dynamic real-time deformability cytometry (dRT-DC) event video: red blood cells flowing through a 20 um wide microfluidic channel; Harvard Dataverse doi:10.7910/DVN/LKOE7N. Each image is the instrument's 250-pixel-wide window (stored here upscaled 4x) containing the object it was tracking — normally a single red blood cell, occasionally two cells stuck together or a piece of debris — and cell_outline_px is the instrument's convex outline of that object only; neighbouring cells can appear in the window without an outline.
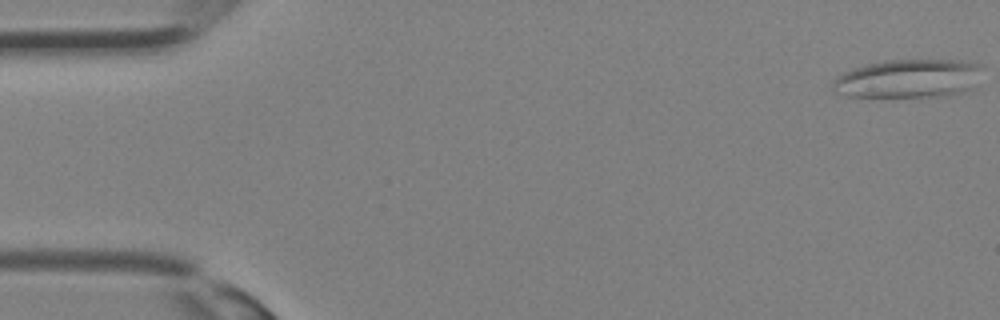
{"species": "Egyptian fruit bat (a non-hibernating species)", "species_latin": "Rousettus aegyptiacus", "temperature_condition": "room temperature", "stored_images_in_passage": 33, "camera_frame_rate_fps": 3000, "um_per_image_px": 0.085, "animal": {"sex": "female"}, "frame": {"image": 1, "passage_image": 1, "time_ms": 0.0, "image_size_px": [1000, 320], "cell_outline_px": [[980, 68], [968, 88], [964, 92], [948, 96], [848, 96], [832, 92], [832, 80], [836, 76], [844, 72], [864, 64], [884, 60], [960, 60], [980, 64]], "centroid_in_image_um": [77.08, 6.67], "position_along_channel_um": 7.9, "area_um2": 33.23}}
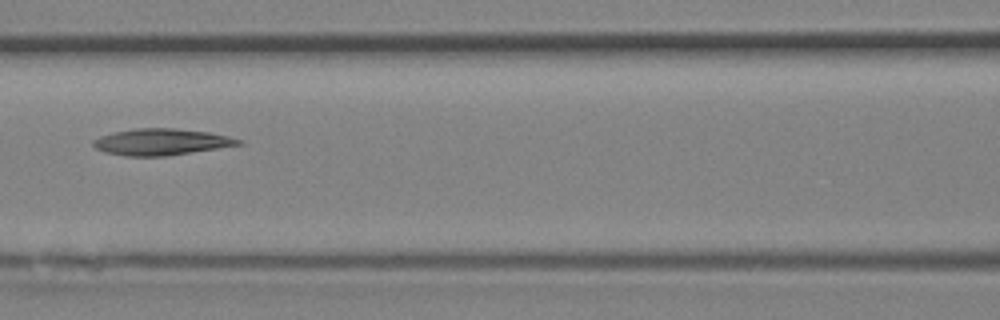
{"frame": {"image": 2, "passage_image": 15, "time_ms": 4.667, "image_size_px": [1000, 320], "cell_outline_px": [[244, 144], [192, 152], [164, 156], [124, 156], [104, 152], [96, 148], [92, 144], [92, 140], [100, 136], [112, 132], [136, 128], [176, 128], [208, 132], [228, 136], [244, 140]], "centroid_in_image_um": [13.7, 12.06], "position_along_channel_um": 152.9, "area_um2": 22.48}}
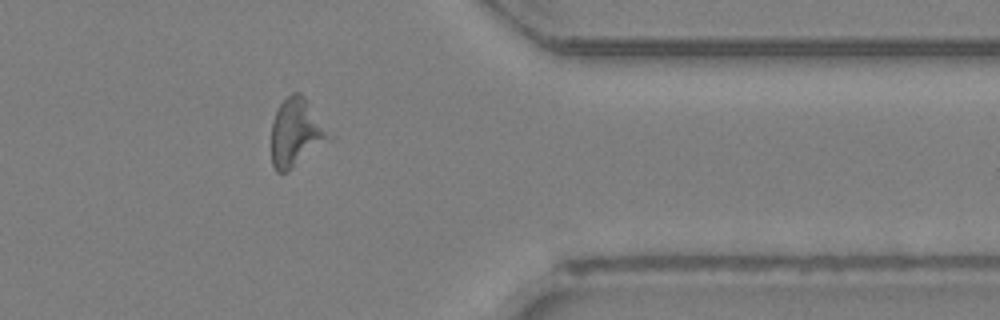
{"frame": {"image": 3, "passage_image": 27, "time_ms": 8.667, "image_size_px": [1000, 320], "cell_outline_px": [[336, 136], [332, 140], [288, 172], [276, 172], [272, 164], [272, 120], [280, 104], [292, 92], [300, 92], [308, 100]], "centroid_in_image_um": [25.26, 11.28], "position_along_channel_um": 386.1, "area_um2": 23.64}}